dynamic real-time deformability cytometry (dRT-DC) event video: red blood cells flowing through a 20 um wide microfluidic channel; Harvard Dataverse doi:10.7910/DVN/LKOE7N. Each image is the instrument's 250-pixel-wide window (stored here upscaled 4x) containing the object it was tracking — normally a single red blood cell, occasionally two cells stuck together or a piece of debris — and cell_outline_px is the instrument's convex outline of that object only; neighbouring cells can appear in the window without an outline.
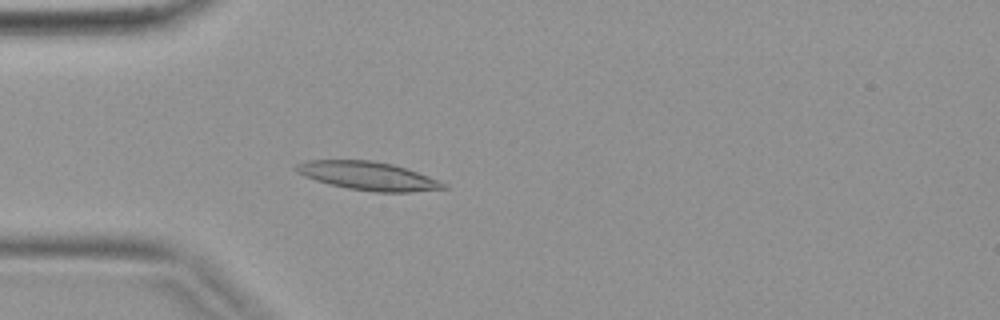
{"species": "common noctule bat (a hibernating species)", "species_latin": "Nyctalus noctula", "temperature_condition": "warm", "stored_images_in_passage": 41, "camera_frame_rate_fps": 3000, "um_per_image_px": 0.085, "animal": {"sex": "female", "body_mass_g": 19.9}, "frame": {"image": 1, "passage_image": 12, "time_ms": 3.667, "image_size_px": [1000, 320], "cell_outline_px": [[448, 188], [412, 192], [376, 192], [348, 188], [328, 184], [304, 176], [296, 172], [292, 168], [296, 164], [304, 160], [372, 160], [392, 164], [440, 180], [448, 184]], "centroid_in_image_um": [31.26, 14.95], "position_along_channel_um": 53.7, "area_um2": 24.51}}
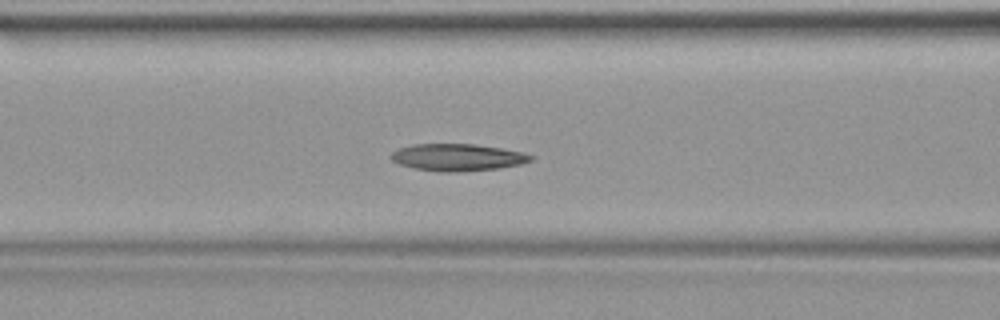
{"frame": {"image": 2, "passage_image": 17, "time_ms": 5.333, "image_size_px": [1000, 320], "cell_outline_px": [[536, 156], [532, 160], [520, 164], [500, 168], [456, 172], [440, 172], [416, 168], [400, 164], [392, 160], [388, 156], [392, 152], [400, 148], [412, 144], [476, 144], [524, 152]], "centroid_in_image_um": [38.91, 13.37], "position_along_channel_um": 127.7, "area_um2": 22.08}}
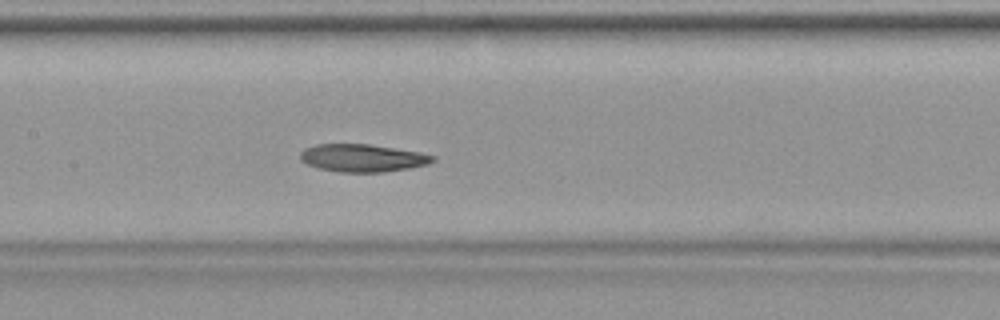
{"frame": {"image": 3, "passage_image": 20, "time_ms": 6.333, "image_size_px": [1000, 320], "cell_outline_px": [[436, 160], [428, 164], [408, 168], [384, 172], [340, 172], [320, 168], [308, 164], [300, 160], [300, 152], [304, 148], [316, 144], [368, 144], [420, 152], [436, 156]], "centroid_in_image_um": [30.82, 13.42], "position_along_channel_um": 176.6, "area_um2": 21.33}}